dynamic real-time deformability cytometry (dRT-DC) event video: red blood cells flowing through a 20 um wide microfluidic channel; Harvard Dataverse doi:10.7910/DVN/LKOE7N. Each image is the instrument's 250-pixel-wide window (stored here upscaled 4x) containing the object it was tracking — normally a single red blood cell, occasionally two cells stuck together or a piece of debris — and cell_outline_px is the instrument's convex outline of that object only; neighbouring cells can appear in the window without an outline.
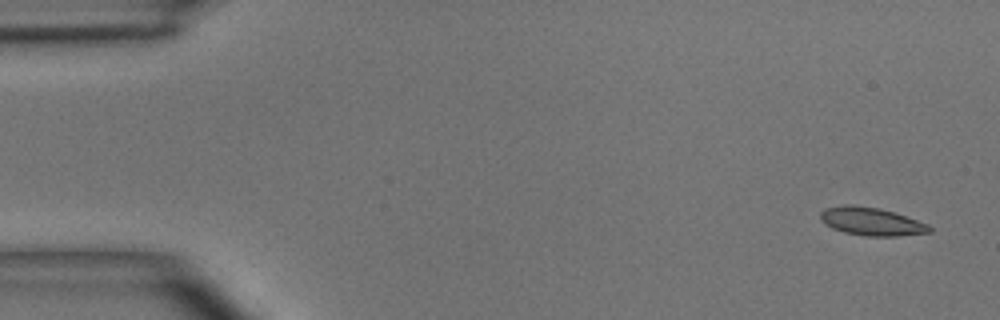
{"species": "common noctule bat (a hibernating species)", "species_latin": "Nyctalus noctula", "temperature_condition": "room temperature", "stored_images_in_passage": 5, "camera_frame_rate_fps": 3000, "um_per_image_px": 0.085, "animal": {"sex": "male", "body_mass_g": 15.6}, "frame": {"image": 1, "passage_image": 1, "time_ms": 0.0, "image_size_px": [1000, 320], "cell_outline_px": [[932, 232], [896, 236], [864, 236], [844, 232], [832, 228], [824, 224], [820, 220], [820, 212], [824, 208], [844, 204], [852, 204], [880, 208], [896, 212], [928, 224], [932, 228]], "centroid_in_image_um": [74.05, 18.81], "position_along_channel_um": 11.0, "area_um2": 18.15}}
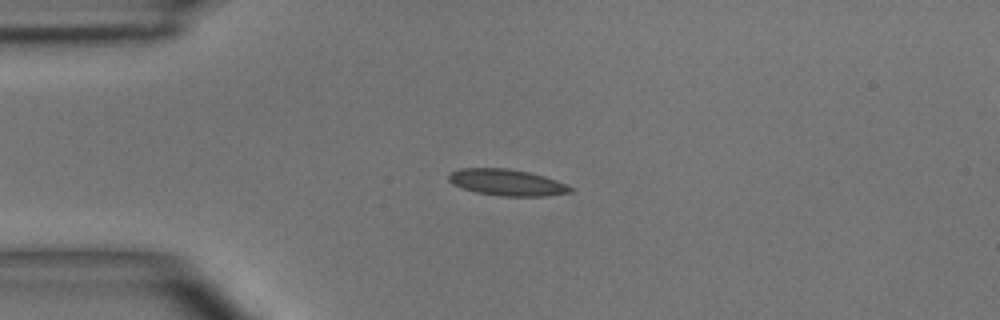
{"frame": {"image": 2, "passage_image": 4, "time_ms": 3.333, "image_size_px": [1000, 320], "cell_outline_px": [[576, 188], [572, 192], [544, 196], [500, 196], [476, 192], [452, 184], [448, 180], [448, 172], [460, 168], [508, 168], [528, 172], [544, 176], [556, 180]], "centroid_in_image_um": [43.08, 15.5], "position_along_channel_um": 41.9, "area_um2": 18.84}}
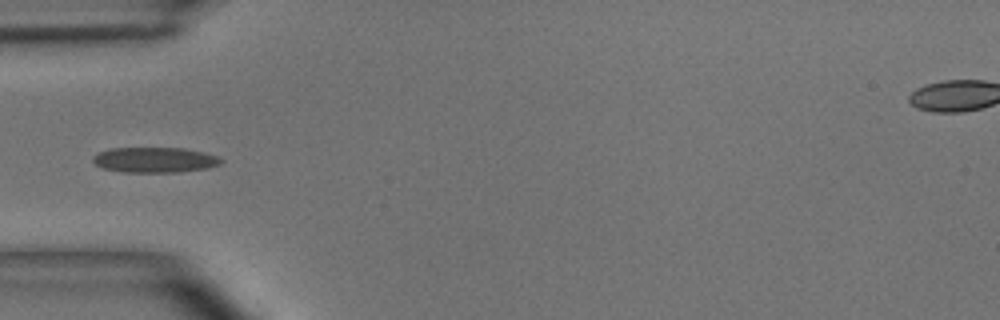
{"frame": {"image": 3, "passage_image": 5, "time_ms": 4.667, "image_size_px": [1000, 320], "cell_outline_px": [[224, 160], [220, 164], [208, 168], [180, 172], [124, 172], [104, 168], [96, 164], [92, 160], [92, 156], [108, 148], [184, 148], [216, 156]], "centroid_in_image_um": [13.14, 13.59], "position_along_channel_um": 71.9, "area_um2": 18.79}}